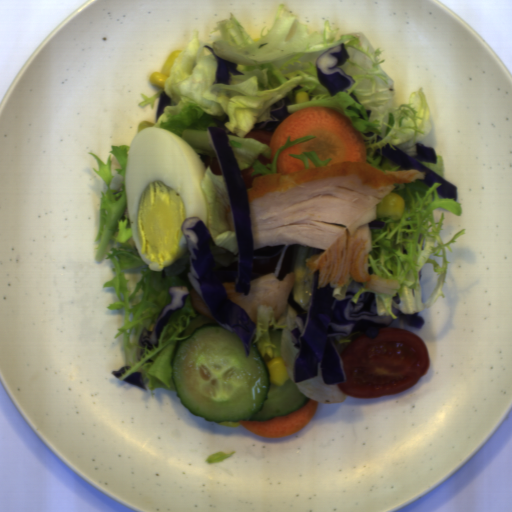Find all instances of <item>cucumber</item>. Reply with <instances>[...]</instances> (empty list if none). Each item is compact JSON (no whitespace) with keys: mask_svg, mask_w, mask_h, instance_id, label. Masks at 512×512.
I'll return each mask as SVG.
<instances>
[{"mask_svg":"<svg viewBox=\"0 0 512 512\" xmlns=\"http://www.w3.org/2000/svg\"><path fill=\"white\" fill-rule=\"evenodd\" d=\"M175 343L171 379L177 398L191 414L211 423L267 421L291 414L308 397L290 378L282 386L270 383L266 353L258 343L245 345L201 313L192 318Z\"/></svg>","mask_w":512,"mask_h":512,"instance_id":"8b760119","label":"cucumber"},{"mask_svg":"<svg viewBox=\"0 0 512 512\" xmlns=\"http://www.w3.org/2000/svg\"><path fill=\"white\" fill-rule=\"evenodd\" d=\"M282 332H283L282 328H278L277 330H274V326H271L268 329L270 343H273L276 345V348H272L273 358L282 357V353H281Z\"/></svg>","mask_w":512,"mask_h":512,"instance_id":"586b57bf","label":"cucumber"}]
</instances>
